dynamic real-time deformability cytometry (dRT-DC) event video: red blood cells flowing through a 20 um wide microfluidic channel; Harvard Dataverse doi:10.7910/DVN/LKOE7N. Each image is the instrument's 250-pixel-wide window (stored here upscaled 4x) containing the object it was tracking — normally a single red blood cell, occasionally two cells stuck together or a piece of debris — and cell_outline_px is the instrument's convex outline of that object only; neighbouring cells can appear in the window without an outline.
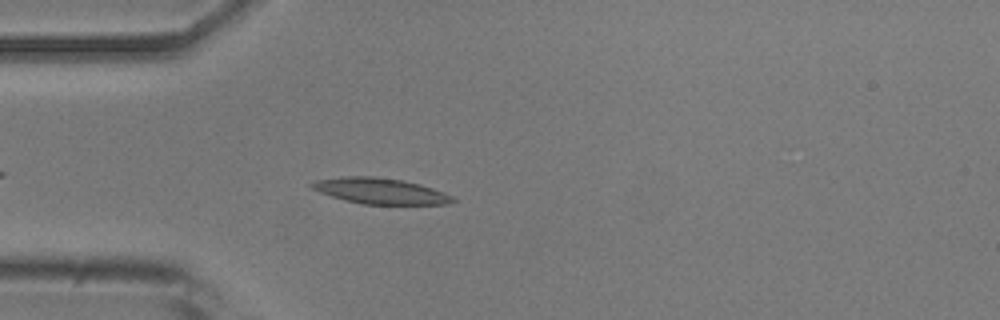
{"species": "common noctule bat (a hibernating species)", "species_latin": "Nyctalus noctula", "temperature_condition": "room temperature", "stored_images_in_passage": 2, "camera_frame_rate_fps": 3000, "um_per_image_px": 0.085, "animal": {"sex": "male", "body_mass_g": 20.5, "forearm_length_mm": 52.5}, "frame": {"image": 1, "passage_image": 2, "time_ms": 0.333, "image_size_px": [1000, 320], "cell_outline_px": [[456, 200], [444, 204], [360, 204], [344, 200], [308, 188], [308, 184], [316, 180], [344, 176], [376, 176], [400, 180], [420, 184], [444, 192], [452, 196]], "centroid_in_image_um": [32.26, 16.23], "position_along_channel_um": 52.7, "area_um2": 21.21}}